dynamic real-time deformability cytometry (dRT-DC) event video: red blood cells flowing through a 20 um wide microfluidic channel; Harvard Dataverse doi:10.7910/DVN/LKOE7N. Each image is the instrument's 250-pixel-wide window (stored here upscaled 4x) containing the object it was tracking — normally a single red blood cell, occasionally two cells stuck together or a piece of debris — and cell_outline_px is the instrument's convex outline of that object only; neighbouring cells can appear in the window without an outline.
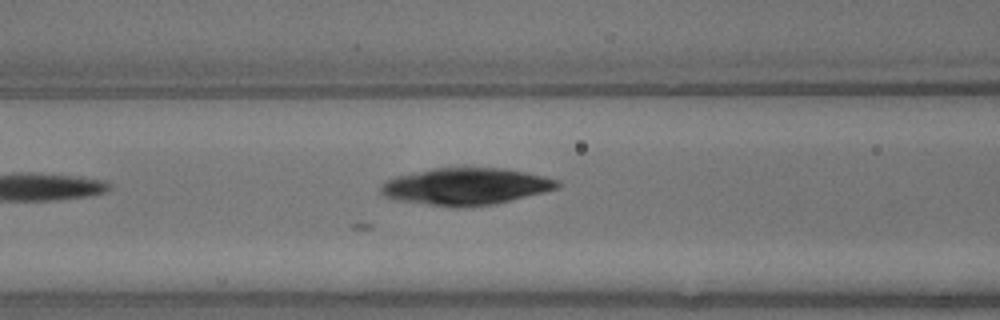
{"species": "common noctule bat (a hibernating species)", "species_latin": "Nyctalus noctula", "temperature_condition": "warm", "stored_images_in_passage": 9, "camera_frame_rate_fps": 3000, "um_per_image_px": 0.085, "animal": {"sex": "male", "body_mass_g": 13.3}, "frame": {"image": 1, "passage_image": 9, "time_ms": 2.667, "image_size_px": [1000, 320], "cell_outline_px": [[560, 188], [496, 204], [432, 204], [396, 200], [384, 196], [380, 192], [380, 188], [388, 180], [396, 176], [436, 168], [504, 168], [544, 176], [560, 180]], "centroid_in_image_um": [39.66, 15.81], "position_along_channel_um": 126.9, "area_um2": 36.82}}